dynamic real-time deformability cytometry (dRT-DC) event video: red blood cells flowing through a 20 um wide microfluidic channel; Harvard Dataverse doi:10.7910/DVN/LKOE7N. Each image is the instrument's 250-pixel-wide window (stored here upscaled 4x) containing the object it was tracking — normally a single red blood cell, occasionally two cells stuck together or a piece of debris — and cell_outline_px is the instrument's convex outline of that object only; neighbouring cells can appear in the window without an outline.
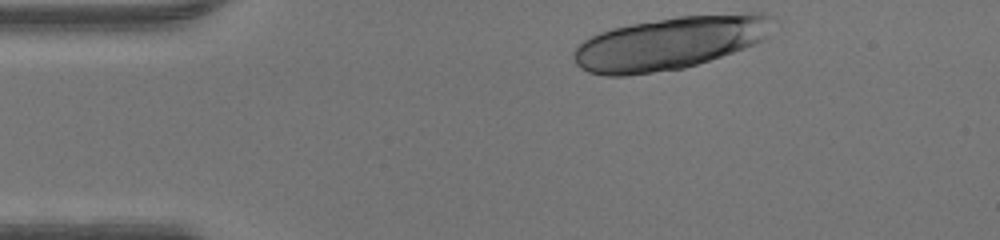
{"species": "human", "species_latin": "Homo sapiens", "temperature_condition": "warm", "stored_images_in_passage": 13, "camera_frame_rate_fps": 3000, "um_per_image_px": 0.085, "donor": {"sex": "male"}, "frame": {"image": 1, "passage_image": 1, "time_ms": 0.0, "image_size_px": [1000, 240], "cell_outline_px": [[776, 20], [764, 36], [760, 40], [744, 48], [684, 68], [624, 76], [604, 76], [588, 72], [580, 68], [576, 64], [572, 56], [572, 52], [584, 40], [600, 32], [612, 28], [632, 24], [680, 16], [748, 12], [764, 12], [776, 16]], "centroid_in_image_um": [56.93, 3.65], "position_along_channel_um": 28.1, "area_um2": 61.27}}